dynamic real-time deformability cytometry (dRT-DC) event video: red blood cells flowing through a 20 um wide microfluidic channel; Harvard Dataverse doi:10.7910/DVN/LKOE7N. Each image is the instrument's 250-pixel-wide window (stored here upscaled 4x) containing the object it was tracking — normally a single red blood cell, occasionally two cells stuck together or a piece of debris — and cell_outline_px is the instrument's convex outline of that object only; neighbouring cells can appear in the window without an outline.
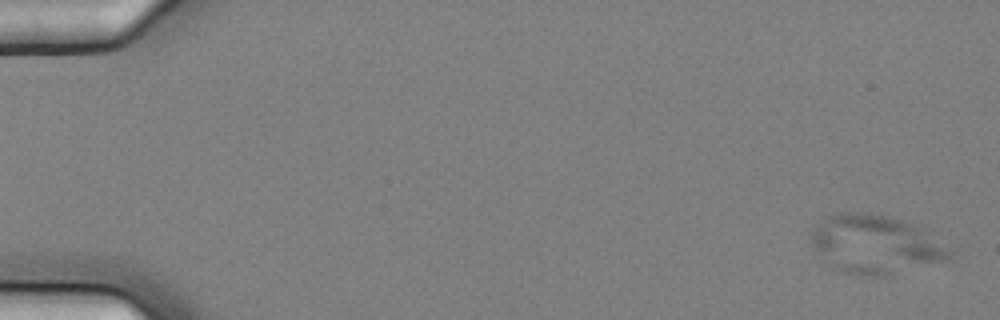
{"species": "common noctule bat (a hibernating species)", "species_latin": "Nyctalus noctula", "temperature_condition": "cold", "stored_images_in_passage": 6, "camera_frame_rate_fps": 3000, "um_per_image_px": 0.085, "animal": {"sex": "female", "body_mass_g": 25.1}, "frame": {"image": 1, "passage_image": 1, "time_ms": 0.0, "image_size_px": [1000, 320], "cell_outline_px": [[956, 252], [952, 260], [884, 276], [852, 276], [836, 272], [812, 248], [808, 236], [816, 224], [824, 216], [840, 212], [868, 212], [888, 216], [912, 224], [920, 228], [956, 248]], "centroid_in_image_um": [74.43, 20.8], "position_along_channel_um": 10.6, "area_um2": 48.96}}
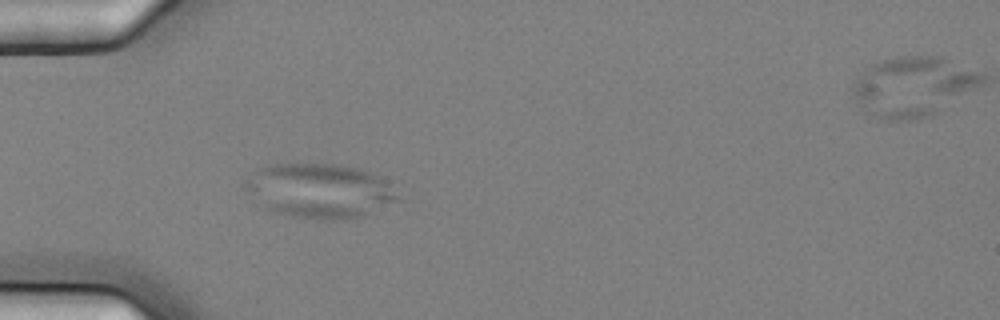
{"frame": {"image": 2, "passage_image": 5, "time_ms": 1.333, "image_size_px": [1000, 320], "cell_outline_px": [[404, 200], [360, 216], [344, 220], [332, 220], [296, 216], [276, 212], [268, 208], [244, 188], [240, 184], [256, 168], [268, 164], [340, 164], [372, 172], [384, 180]], "centroid_in_image_um": [27.19, 16.19], "position_along_channel_um": 57.8, "area_um2": 48.26}}